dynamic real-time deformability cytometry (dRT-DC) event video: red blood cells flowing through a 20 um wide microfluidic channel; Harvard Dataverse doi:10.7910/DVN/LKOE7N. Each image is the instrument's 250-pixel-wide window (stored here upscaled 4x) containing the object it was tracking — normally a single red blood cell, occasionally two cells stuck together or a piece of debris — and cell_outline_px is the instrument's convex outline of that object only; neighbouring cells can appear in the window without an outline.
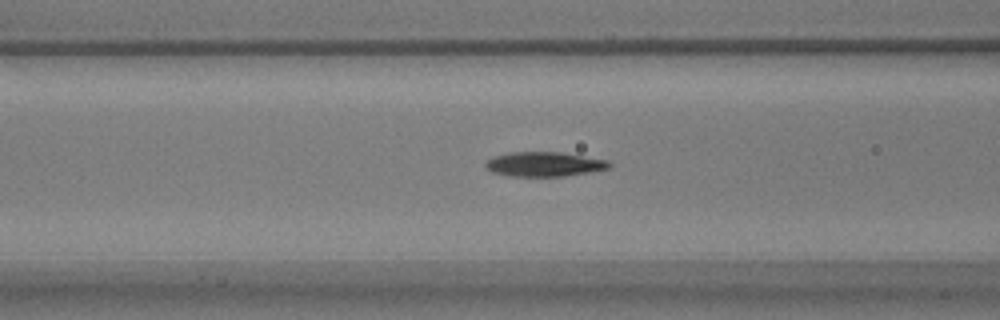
{"species": "common noctule bat (a hibernating species)", "species_latin": "Nyctalus noctula", "temperature_condition": "warm", "stored_images_in_passage": 37, "camera_frame_rate_fps": 3000, "um_per_image_px": 0.085, "animal": {"sex": "male", "body_mass_g": 17.9}, "frame": {"image": 1, "passage_image": 5, "time_ms": 1.333, "image_size_px": [1000, 320], "cell_outline_px": [[612, 168], [564, 176], [508, 176], [492, 172], [484, 168], [484, 164], [488, 160], [496, 156], [508, 152], [560, 152], [608, 160], [612, 164]], "centroid_in_image_um": [46.26, 13.96], "position_along_channel_um": 120.3, "area_um2": 17.74}}
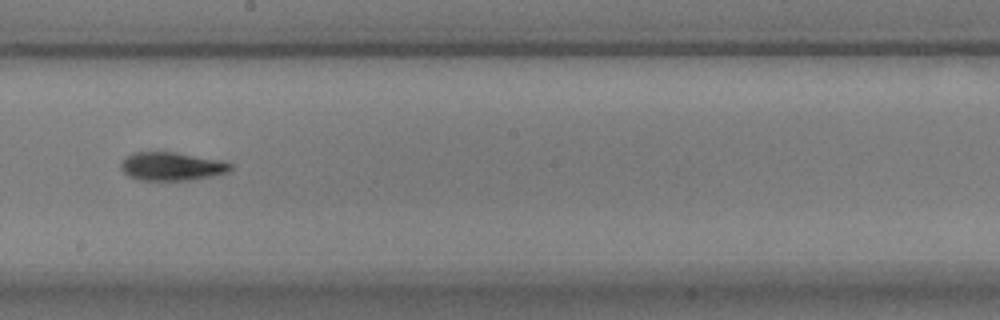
{"frame": {"image": 2, "passage_image": 14, "time_ms": 4.333, "image_size_px": [1000, 320], "cell_outline_px": [[232, 168], [228, 172], [212, 176], [192, 180], [140, 180], [128, 176], [120, 168], [120, 164], [132, 152], [176, 152], [224, 160], [232, 164]], "centroid_in_image_um": [14.63, 14.14], "position_along_channel_um": 233.6, "area_um2": 18.26}}
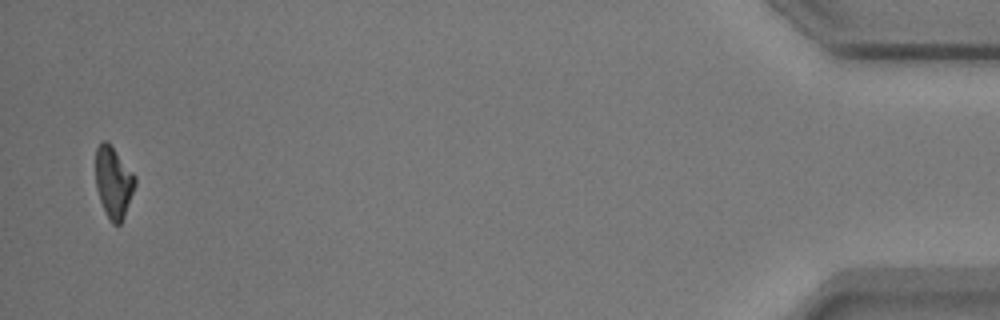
{"frame": {"image": 3, "passage_image": 36, "time_ms": 11.667, "image_size_px": [1000, 320], "cell_outline_px": [[136, 184], [124, 216], [120, 224], [112, 224], [100, 200], [96, 188], [96, 148], [100, 140], [104, 140], [112, 148], [136, 176]], "centroid_in_image_um": [9.64, 15.49], "position_along_channel_um": 425.6, "area_um2": 16.01}, "authors_computed_cell_mechanics": {"area_um2": 17.5712, "velocity_mm_per_s": 3.7809, "shape_relaxation_time_tau1_ms": 7.343, "shape_relaxation_time_tau2_ms": 7.266, "deformation_change_tau1": 0.2125, "deformation_change_tau2": 0.1513}}